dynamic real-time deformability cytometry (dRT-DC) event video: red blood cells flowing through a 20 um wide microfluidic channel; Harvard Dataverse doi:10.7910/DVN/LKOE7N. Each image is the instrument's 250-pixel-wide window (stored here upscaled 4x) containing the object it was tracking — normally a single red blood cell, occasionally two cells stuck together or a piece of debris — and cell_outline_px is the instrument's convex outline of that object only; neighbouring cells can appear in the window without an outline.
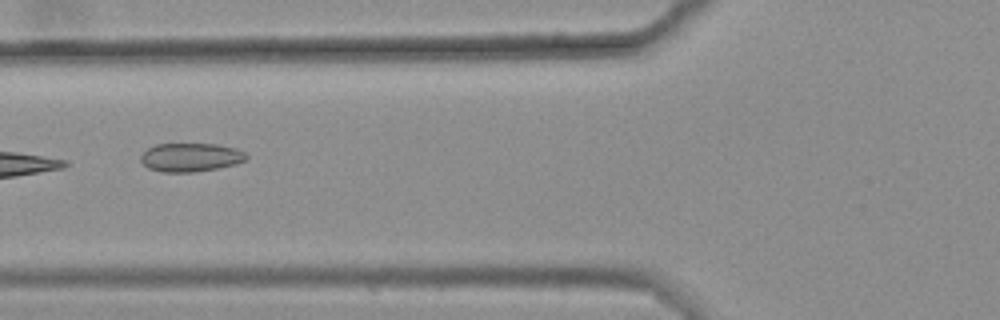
{"species": "common noctule bat (a hibernating species)", "species_latin": "Nyctalus noctula", "temperature_condition": "warm", "stored_images_in_passage": 4, "camera_frame_rate_fps": 3000, "um_per_image_px": 0.085, "animal": {"sex": "female", "body_mass_g": 25.1}, "frame": {"image": 1, "passage_image": 3, "time_ms": 0.667, "image_size_px": [1000, 320], "cell_outline_px": [[248, 156], [244, 160], [236, 164], [220, 168], [192, 172], [160, 172], [148, 168], [140, 160], [140, 156], [148, 148], [156, 144], [216, 144], [236, 148], [244, 152]], "centroid_in_image_um": [16.2, 13.38], "position_along_channel_um": 109.6, "area_um2": 17.63}}
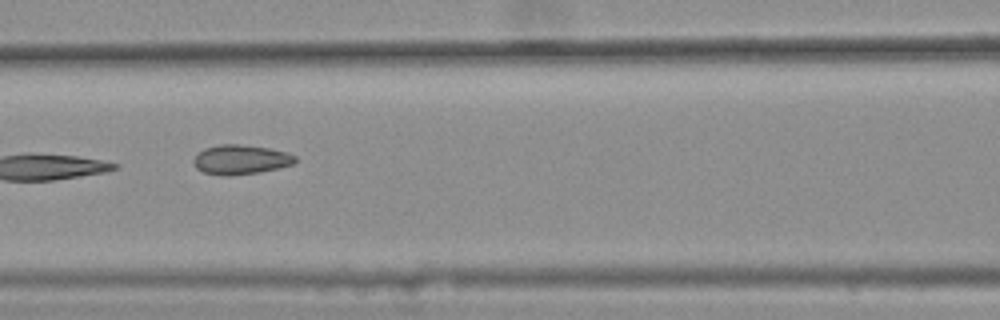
{"frame": {"image": 2, "passage_image": 4, "time_ms": 1.0, "image_size_px": [1000, 320], "cell_outline_px": [[296, 164], [260, 172], [224, 176], [204, 172], [196, 168], [192, 160], [204, 148], [220, 144], [240, 144], [268, 148], [288, 152], [296, 156]], "centroid_in_image_um": [20.49, 13.56], "position_along_channel_um": 146.1, "area_um2": 17.51}}